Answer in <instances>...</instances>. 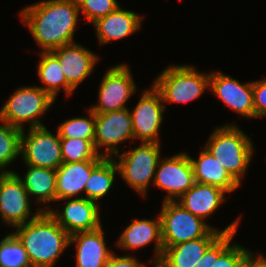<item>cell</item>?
Masks as SVG:
<instances>
[{"label": "cell", "mask_w": 266, "mask_h": 267, "mask_svg": "<svg viewBox=\"0 0 266 267\" xmlns=\"http://www.w3.org/2000/svg\"><path fill=\"white\" fill-rule=\"evenodd\" d=\"M77 0H44L25 7L21 19L43 52L74 43Z\"/></svg>", "instance_id": "1"}, {"label": "cell", "mask_w": 266, "mask_h": 267, "mask_svg": "<svg viewBox=\"0 0 266 267\" xmlns=\"http://www.w3.org/2000/svg\"><path fill=\"white\" fill-rule=\"evenodd\" d=\"M16 228L13 234L23 244L31 267H54L70 246V235L47 212Z\"/></svg>", "instance_id": "2"}, {"label": "cell", "mask_w": 266, "mask_h": 267, "mask_svg": "<svg viewBox=\"0 0 266 267\" xmlns=\"http://www.w3.org/2000/svg\"><path fill=\"white\" fill-rule=\"evenodd\" d=\"M204 148L211 153L241 185L254 153L253 142L235 124L216 127Z\"/></svg>", "instance_id": "3"}, {"label": "cell", "mask_w": 266, "mask_h": 267, "mask_svg": "<svg viewBox=\"0 0 266 267\" xmlns=\"http://www.w3.org/2000/svg\"><path fill=\"white\" fill-rule=\"evenodd\" d=\"M210 73L197 72L194 66L170 65L155 79L153 87L162 101L185 103L197 99L209 87Z\"/></svg>", "instance_id": "4"}, {"label": "cell", "mask_w": 266, "mask_h": 267, "mask_svg": "<svg viewBox=\"0 0 266 267\" xmlns=\"http://www.w3.org/2000/svg\"><path fill=\"white\" fill-rule=\"evenodd\" d=\"M53 102L55 99L36 85L21 87L0 109V121L21 130L24 129L25 122H30V128L45 126L39 118L47 112Z\"/></svg>", "instance_id": "5"}, {"label": "cell", "mask_w": 266, "mask_h": 267, "mask_svg": "<svg viewBox=\"0 0 266 267\" xmlns=\"http://www.w3.org/2000/svg\"><path fill=\"white\" fill-rule=\"evenodd\" d=\"M160 143L142 142L135 149L118 153L115 160L119 174L142 197L147 196L148 186L154 180L158 161L161 159Z\"/></svg>", "instance_id": "6"}, {"label": "cell", "mask_w": 266, "mask_h": 267, "mask_svg": "<svg viewBox=\"0 0 266 267\" xmlns=\"http://www.w3.org/2000/svg\"><path fill=\"white\" fill-rule=\"evenodd\" d=\"M160 212L162 242L170 247L205 237L213 228L177 201L162 202Z\"/></svg>", "instance_id": "7"}, {"label": "cell", "mask_w": 266, "mask_h": 267, "mask_svg": "<svg viewBox=\"0 0 266 267\" xmlns=\"http://www.w3.org/2000/svg\"><path fill=\"white\" fill-rule=\"evenodd\" d=\"M30 202L20 175L0 172V217L3 222L15 228L46 212V208H38V212L30 218Z\"/></svg>", "instance_id": "8"}, {"label": "cell", "mask_w": 266, "mask_h": 267, "mask_svg": "<svg viewBox=\"0 0 266 267\" xmlns=\"http://www.w3.org/2000/svg\"><path fill=\"white\" fill-rule=\"evenodd\" d=\"M24 129L20 138V157L28 165L57 170L63 163L61 156L60 137L54 135L47 127Z\"/></svg>", "instance_id": "9"}, {"label": "cell", "mask_w": 266, "mask_h": 267, "mask_svg": "<svg viewBox=\"0 0 266 267\" xmlns=\"http://www.w3.org/2000/svg\"><path fill=\"white\" fill-rule=\"evenodd\" d=\"M133 139L132 118L128 108L95 113L94 147L99 155L112 158L120 152L117 146L119 143L127 140L132 142ZM103 146L105 151L100 153L99 148Z\"/></svg>", "instance_id": "10"}, {"label": "cell", "mask_w": 266, "mask_h": 267, "mask_svg": "<svg viewBox=\"0 0 266 267\" xmlns=\"http://www.w3.org/2000/svg\"><path fill=\"white\" fill-rule=\"evenodd\" d=\"M136 84L130 68L119 64L109 68L103 76L98 93V104L91 106L94 113L126 109V101L135 94Z\"/></svg>", "instance_id": "11"}, {"label": "cell", "mask_w": 266, "mask_h": 267, "mask_svg": "<svg viewBox=\"0 0 266 267\" xmlns=\"http://www.w3.org/2000/svg\"><path fill=\"white\" fill-rule=\"evenodd\" d=\"M152 182L167 192L163 202L177 201L195 183L189 155L182 152L158 161Z\"/></svg>", "instance_id": "12"}, {"label": "cell", "mask_w": 266, "mask_h": 267, "mask_svg": "<svg viewBox=\"0 0 266 267\" xmlns=\"http://www.w3.org/2000/svg\"><path fill=\"white\" fill-rule=\"evenodd\" d=\"M160 93L153 87L145 90L131 114L133 135L142 142L159 143L160 126L163 122V105Z\"/></svg>", "instance_id": "13"}, {"label": "cell", "mask_w": 266, "mask_h": 267, "mask_svg": "<svg viewBox=\"0 0 266 267\" xmlns=\"http://www.w3.org/2000/svg\"><path fill=\"white\" fill-rule=\"evenodd\" d=\"M62 211L46 209V212L69 234L93 231L100 228L98 202L80 198H68Z\"/></svg>", "instance_id": "14"}, {"label": "cell", "mask_w": 266, "mask_h": 267, "mask_svg": "<svg viewBox=\"0 0 266 267\" xmlns=\"http://www.w3.org/2000/svg\"><path fill=\"white\" fill-rule=\"evenodd\" d=\"M239 218L223 230L212 229L205 237L164 247L162 257L155 267H194L207 248L222 234L237 231Z\"/></svg>", "instance_id": "15"}, {"label": "cell", "mask_w": 266, "mask_h": 267, "mask_svg": "<svg viewBox=\"0 0 266 267\" xmlns=\"http://www.w3.org/2000/svg\"><path fill=\"white\" fill-rule=\"evenodd\" d=\"M209 89L237 114L255 118L252 82L242 84L221 72H211Z\"/></svg>", "instance_id": "16"}, {"label": "cell", "mask_w": 266, "mask_h": 267, "mask_svg": "<svg viewBox=\"0 0 266 267\" xmlns=\"http://www.w3.org/2000/svg\"><path fill=\"white\" fill-rule=\"evenodd\" d=\"M62 67L67 81V96L94 70L99 56L77 43L63 45L51 51Z\"/></svg>", "instance_id": "17"}, {"label": "cell", "mask_w": 266, "mask_h": 267, "mask_svg": "<svg viewBox=\"0 0 266 267\" xmlns=\"http://www.w3.org/2000/svg\"><path fill=\"white\" fill-rule=\"evenodd\" d=\"M153 241H155V256L152 264L155 267L159 263L164 250L160 216L155 220H139L134 218L132 223L121 233L116 245L121 247L122 250H134L146 246Z\"/></svg>", "instance_id": "18"}, {"label": "cell", "mask_w": 266, "mask_h": 267, "mask_svg": "<svg viewBox=\"0 0 266 267\" xmlns=\"http://www.w3.org/2000/svg\"><path fill=\"white\" fill-rule=\"evenodd\" d=\"M102 228L70 235L69 245L76 244V267H104L107 264L114 252L107 248Z\"/></svg>", "instance_id": "19"}, {"label": "cell", "mask_w": 266, "mask_h": 267, "mask_svg": "<svg viewBox=\"0 0 266 267\" xmlns=\"http://www.w3.org/2000/svg\"><path fill=\"white\" fill-rule=\"evenodd\" d=\"M101 161L62 163L56 170V201L72 197L80 198L81 192L85 194L86 182L91 176V171Z\"/></svg>", "instance_id": "20"}, {"label": "cell", "mask_w": 266, "mask_h": 267, "mask_svg": "<svg viewBox=\"0 0 266 267\" xmlns=\"http://www.w3.org/2000/svg\"><path fill=\"white\" fill-rule=\"evenodd\" d=\"M142 16L134 11L122 9L120 6L107 16L97 19L94 23L99 44L123 39L138 31L141 27Z\"/></svg>", "instance_id": "21"}, {"label": "cell", "mask_w": 266, "mask_h": 267, "mask_svg": "<svg viewBox=\"0 0 266 267\" xmlns=\"http://www.w3.org/2000/svg\"><path fill=\"white\" fill-rule=\"evenodd\" d=\"M226 191L220 187L195 182L178 203L203 221L214 213L225 200Z\"/></svg>", "instance_id": "22"}, {"label": "cell", "mask_w": 266, "mask_h": 267, "mask_svg": "<svg viewBox=\"0 0 266 267\" xmlns=\"http://www.w3.org/2000/svg\"><path fill=\"white\" fill-rule=\"evenodd\" d=\"M189 159L193 167L195 182L214 185L229 193L240 186L205 148L200 152L197 160L190 156Z\"/></svg>", "instance_id": "23"}, {"label": "cell", "mask_w": 266, "mask_h": 267, "mask_svg": "<svg viewBox=\"0 0 266 267\" xmlns=\"http://www.w3.org/2000/svg\"><path fill=\"white\" fill-rule=\"evenodd\" d=\"M27 172L22 180L29 197L39 203L56 201V170L25 164Z\"/></svg>", "instance_id": "24"}, {"label": "cell", "mask_w": 266, "mask_h": 267, "mask_svg": "<svg viewBox=\"0 0 266 267\" xmlns=\"http://www.w3.org/2000/svg\"><path fill=\"white\" fill-rule=\"evenodd\" d=\"M119 172L114 158H104L92 171L85 186V198L98 202L111 189Z\"/></svg>", "instance_id": "25"}, {"label": "cell", "mask_w": 266, "mask_h": 267, "mask_svg": "<svg viewBox=\"0 0 266 267\" xmlns=\"http://www.w3.org/2000/svg\"><path fill=\"white\" fill-rule=\"evenodd\" d=\"M40 55L37 73L41 82L46 84L45 86H40V88L46 91L53 99H56L61 88L64 89L67 95V81L58 58L52 52L42 51Z\"/></svg>", "instance_id": "26"}, {"label": "cell", "mask_w": 266, "mask_h": 267, "mask_svg": "<svg viewBox=\"0 0 266 267\" xmlns=\"http://www.w3.org/2000/svg\"><path fill=\"white\" fill-rule=\"evenodd\" d=\"M236 232L222 233L213 242L211 267H238L241 261L251 252L238 244L231 243Z\"/></svg>", "instance_id": "27"}, {"label": "cell", "mask_w": 266, "mask_h": 267, "mask_svg": "<svg viewBox=\"0 0 266 267\" xmlns=\"http://www.w3.org/2000/svg\"><path fill=\"white\" fill-rule=\"evenodd\" d=\"M0 172L13 173L5 169L20 156V138L22 130L0 121Z\"/></svg>", "instance_id": "28"}, {"label": "cell", "mask_w": 266, "mask_h": 267, "mask_svg": "<svg viewBox=\"0 0 266 267\" xmlns=\"http://www.w3.org/2000/svg\"><path fill=\"white\" fill-rule=\"evenodd\" d=\"M63 163L82 162L85 160H103L94 147V140L80 138H60Z\"/></svg>", "instance_id": "29"}, {"label": "cell", "mask_w": 266, "mask_h": 267, "mask_svg": "<svg viewBox=\"0 0 266 267\" xmlns=\"http://www.w3.org/2000/svg\"><path fill=\"white\" fill-rule=\"evenodd\" d=\"M0 267H31L23 244L13 233L0 241Z\"/></svg>", "instance_id": "30"}, {"label": "cell", "mask_w": 266, "mask_h": 267, "mask_svg": "<svg viewBox=\"0 0 266 267\" xmlns=\"http://www.w3.org/2000/svg\"><path fill=\"white\" fill-rule=\"evenodd\" d=\"M88 118L75 117L66 119L58 127L60 138H80L94 140L95 137V113L89 108Z\"/></svg>", "instance_id": "31"}, {"label": "cell", "mask_w": 266, "mask_h": 267, "mask_svg": "<svg viewBox=\"0 0 266 267\" xmlns=\"http://www.w3.org/2000/svg\"><path fill=\"white\" fill-rule=\"evenodd\" d=\"M77 3L79 12H83L87 22L92 23L120 6L117 0H77Z\"/></svg>", "instance_id": "32"}, {"label": "cell", "mask_w": 266, "mask_h": 267, "mask_svg": "<svg viewBox=\"0 0 266 267\" xmlns=\"http://www.w3.org/2000/svg\"><path fill=\"white\" fill-rule=\"evenodd\" d=\"M255 118L266 117V79L252 82Z\"/></svg>", "instance_id": "33"}, {"label": "cell", "mask_w": 266, "mask_h": 267, "mask_svg": "<svg viewBox=\"0 0 266 267\" xmlns=\"http://www.w3.org/2000/svg\"><path fill=\"white\" fill-rule=\"evenodd\" d=\"M104 267H146V265L138 262L135 257L129 255L116 256L113 253Z\"/></svg>", "instance_id": "34"}, {"label": "cell", "mask_w": 266, "mask_h": 267, "mask_svg": "<svg viewBox=\"0 0 266 267\" xmlns=\"http://www.w3.org/2000/svg\"><path fill=\"white\" fill-rule=\"evenodd\" d=\"M213 257V243L207 248L202 259L194 267H211Z\"/></svg>", "instance_id": "35"}, {"label": "cell", "mask_w": 266, "mask_h": 267, "mask_svg": "<svg viewBox=\"0 0 266 267\" xmlns=\"http://www.w3.org/2000/svg\"><path fill=\"white\" fill-rule=\"evenodd\" d=\"M251 267H266V258L260 253L256 258L253 253H251Z\"/></svg>", "instance_id": "36"}, {"label": "cell", "mask_w": 266, "mask_h": 267, "mask_svg": "<svg viewBox=\"0 0 266 267\" xmlns=\"http://www.w3.org/2000/svg\"><path fill=\"white\" fill-rule=\"evenodd\" d=\"M238 267H251V252L241 261Z\"/></svg>", "instance_id": "37"}]
</instances>
